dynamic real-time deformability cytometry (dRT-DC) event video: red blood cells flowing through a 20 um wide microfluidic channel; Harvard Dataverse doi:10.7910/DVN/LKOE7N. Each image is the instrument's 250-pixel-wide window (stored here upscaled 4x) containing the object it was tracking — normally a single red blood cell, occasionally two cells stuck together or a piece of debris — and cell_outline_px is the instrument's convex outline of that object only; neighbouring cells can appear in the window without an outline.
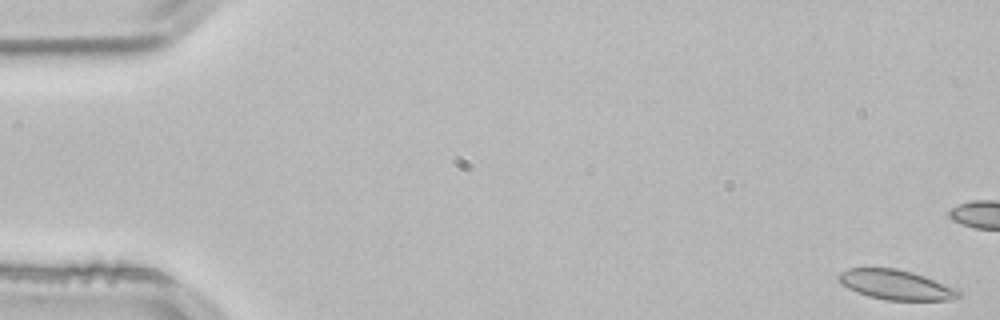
{"species": "common noctule bat (a hibernating species)", "species_latin": "Nyctalus noctula", "temperature_condition": "room temperature", "stored_images_in_passage": 54, "camera_frame_rate_fps": 3000, "um_per_image_px": 0.085, "animal": {"sex": "male", "body_mass_g": 21.5, "forearm_length_mm": 52.0}, "frame": {"image": 1, "passage_image": 1, "time_ms": 0.0, "image_size_px": [1000, 320], "cell_outline_px": [[960, 296], [948, 300], [884, 300], [868, 296], [856, 292], [840, 284], [836, 276], [840, 272], [848, 268], [896, 268], [912, 272], [924, 276], [956, 288], [960, 292]], "centroid_in_image_um": [76.1, 24.2], "position_along_channel_um": 8.9, "area_um2": 20.87}}
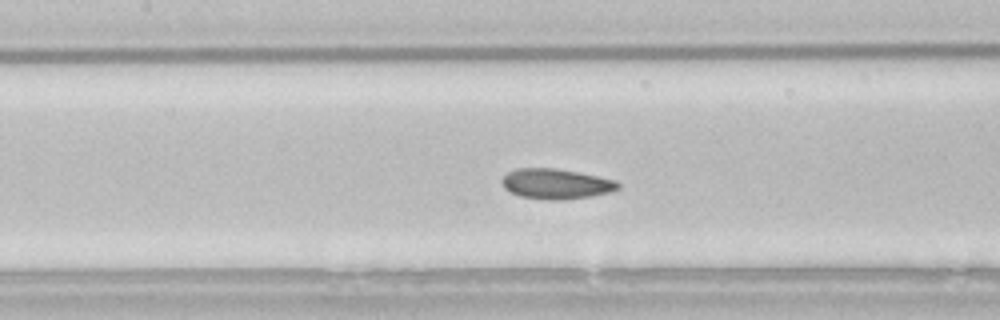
{"frame": {"image": 2, "passage_image": 24, "time_ms": 7.667, "image_size_px": [1000, 320], "cell_outline_px": [[620, 188], [608, 192], [592, 196], [564, 200], [552, 200], [520, 196], [504, 188], [500, 180], [508, 172], [516, 168], [556, 168], [580, 172], [616, 180], [620, 184]], "centroid_in_image_um": [47.27, 15.62], "position_along_channel_um": 160.1, "area_um2": 20.52}, "authors_computed_cell_mechanics": {"area_um2": 20.4612, "velocity_mm_per_s": 3.8148, "shape_relaxation_time_tau1_ms": 3.3431, "shape_relaxation_time_tau2_ms": 2.3156, "deformation_change_tau1": 0.0911, "deformation_change_tau2": 0.0512}}